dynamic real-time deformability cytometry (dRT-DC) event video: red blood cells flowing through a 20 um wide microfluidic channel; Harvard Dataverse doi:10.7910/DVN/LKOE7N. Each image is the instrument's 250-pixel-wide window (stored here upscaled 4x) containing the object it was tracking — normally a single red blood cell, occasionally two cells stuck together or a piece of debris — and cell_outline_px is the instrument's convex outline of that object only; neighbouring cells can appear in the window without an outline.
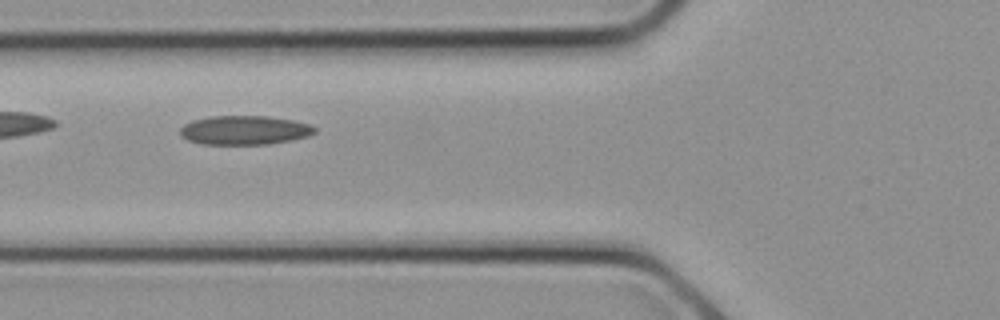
{"species": "common noctule bat (a hibernating species)", "species_latin": "Nyctalus noctula", "temperature_condition": "cold", "stored_images_in_passage": 7, "camera_frame_rate_fps": 3000, "um_per_image_px": 0.085, "animal": {"sex": "female", "body_mass_g": 21.9}, "frame": {"image": 1, "passage_image": 4, "time_ms": 1.0, "image_size_px": [1000, 320], "cell_outline_px": [[316, 132], [308, 136], [292, 140], [268, 144], [200, 144], [188, 140], [180, 136], [180, 128], [184, 124], [192, 120], [212, 116], [268, 116], [292, 120], [308, 124], [316, 128]], "centroid_in_image_um": [20.76, 11.07], "position_along_channel_um": 105.0, "area_um2": 22.83}}
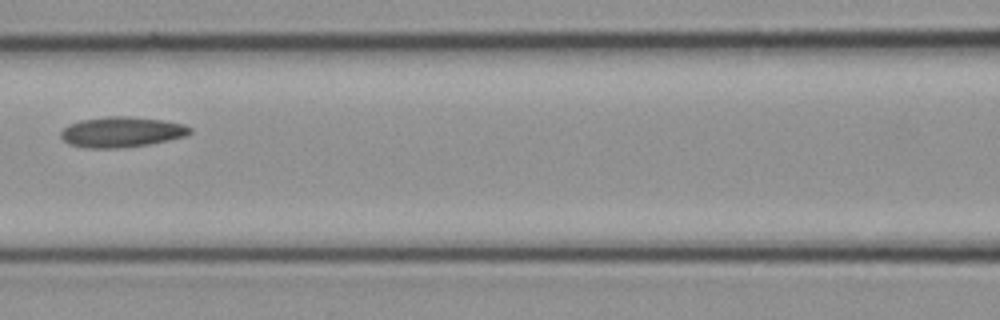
{"frame": {"image": 2, "passage_image": 6, "time_ms": 1.667, "image_size_px": [1000, 320], "cell_outline_px": [[192, 132], [184, 136], [168, 140], [148, 144], [116, 148], [84, 148], [68, 144], [60, 136], [60, 132], [68, 124], [80, 120], [108, 116], [128, 116], [160, 120], [184, 124], [192, 128]], "centroid_in_image_um": [10.29, 11.22], "position_along_channel_um": 156.3, "area_um2": 22.83}}